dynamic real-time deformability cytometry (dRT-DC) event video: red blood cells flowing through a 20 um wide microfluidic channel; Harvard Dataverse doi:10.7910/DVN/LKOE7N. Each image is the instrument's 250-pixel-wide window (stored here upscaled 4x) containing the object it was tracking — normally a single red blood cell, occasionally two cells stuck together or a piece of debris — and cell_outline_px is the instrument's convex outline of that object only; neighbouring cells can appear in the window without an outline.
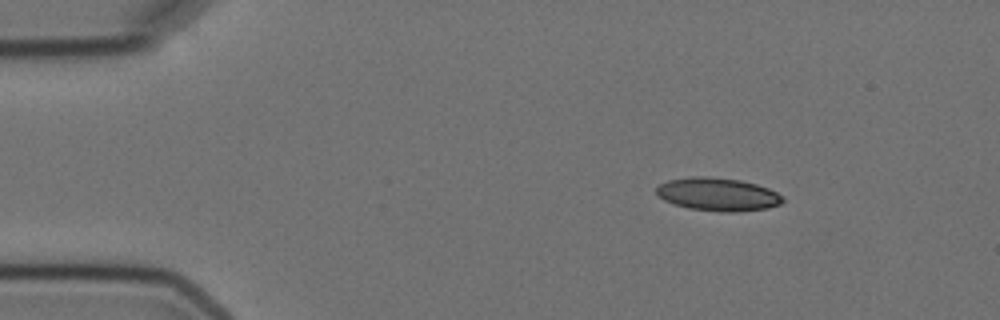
{"species": "Egyptian fruit bat (a non-hibernating species)", "species_latin": "Rousettus aegyptiacus", "temperature_condition": "cold", "stored_images_in_passage": 3, "camera_frame_rate_fps": 3000, "um_per_image_px": 0.085, "animal": {"sex": "female"}, "frame": {"image": 1, "passage_image": 1, "time_ms": 0.0, "image_size_px": [1000, 320], "cell_outline_px": [[784, 200], [780, 204], [768, 208], [740, 212], [720, 212], [688, 208], [664, 200], [656, 192], [656, 188], [660, 184], [668, 180], [692, 176], [704, 176], [740, 180], [756, 184], [768, 188], [784, 196]], "centroid_in_image_um": [61.04, 16.52], "position_along_channel_um": 24.0, "area_um2": 24.39}}
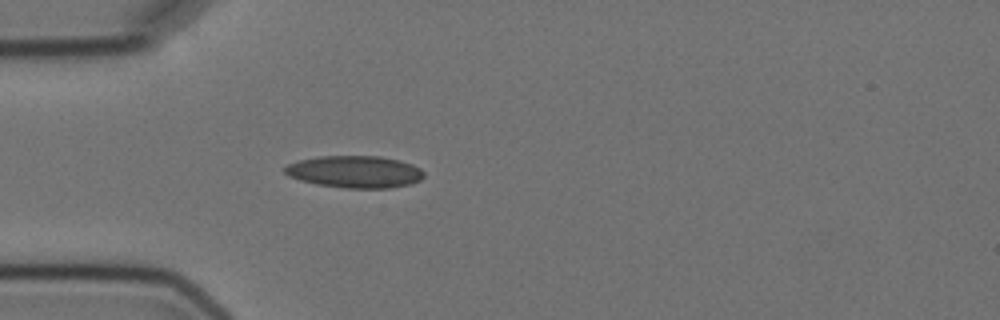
{"frame": {"image": 2, "passage_image": 3, "time_ms": 2.667, "image_size_px": [1000, 320], "cell_outline_px": [[424, 176], [420, 180], [412, 184], [388, 188], [348, 188], [316, 184], [300, 180], [288, 176], [284, 172], [284, 168], [288, 164], [300, 160], [320, 156], [380, 156], [400, 160], [412, 164], [420, 168], [424, 172]], "centroid_in_image_um": [30.18, 14.6], "position_along_channel_um": 54.8, "area_um2": 26.07}}